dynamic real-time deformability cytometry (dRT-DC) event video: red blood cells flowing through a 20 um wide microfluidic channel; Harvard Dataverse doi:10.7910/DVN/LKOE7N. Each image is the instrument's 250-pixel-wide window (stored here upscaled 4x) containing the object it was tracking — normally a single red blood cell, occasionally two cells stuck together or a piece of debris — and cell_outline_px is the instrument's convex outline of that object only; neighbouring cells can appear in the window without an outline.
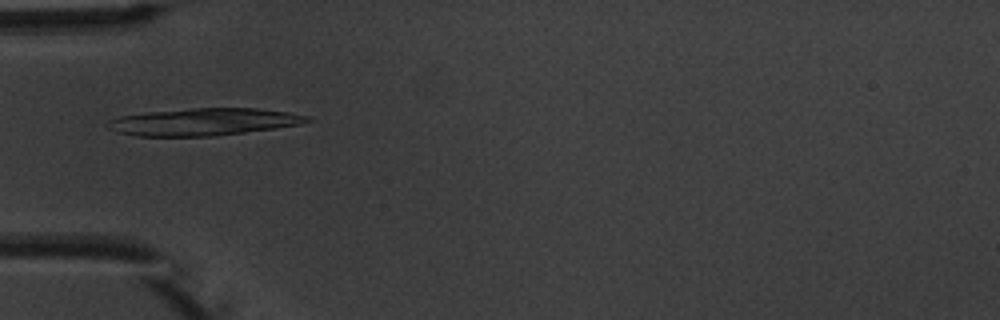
{"species": "common noctule bat (a hibernating species)", "species_latin": "Nyctalus noctula", "temperature_condition": "warm", "stored_images_in_passage": 8, "camera_frame_rate_fps": 3000, "um_per_image_px": 0.085, "animal": {"sex": "male", "body_mass_g": 20.1, "forearm_length_mm": 53.5}, "frame": {"image": 1, "passage_image": 5, "time_ms": 5.333, "image_size_px": [1000, 320], "cell_outline_px": [[312, 120], [300, 124], [276, 128], [212, 136], [136, 136], [116, 132], [108, 128], [104, 124], [108, 120], [120, 116], [148, 112], [192, 108], [256, 108], [288, 112], [308, 116]], "centroid_in_image_um": [17.26, 10.36], "position_along_channel_um": 67.7, "area_um2": 31.62}}
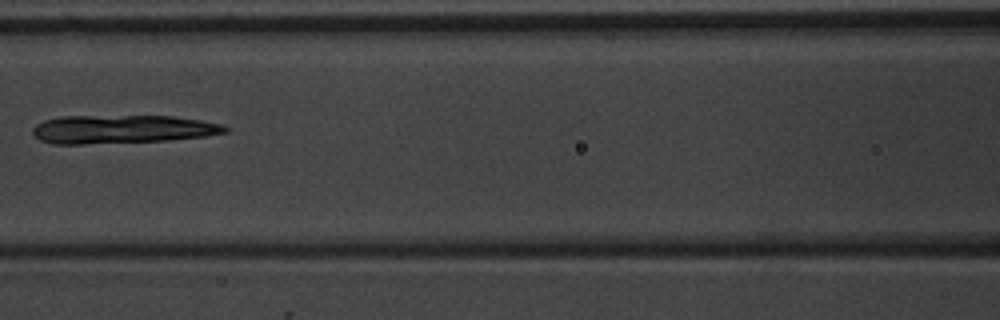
{"frame": {"image": 2, "passage_image": 7, "time_ms": 7.667, "image_size_px": [1000, 320], "cell_outline_px": [[228, 132], [204, 136], [168, 140], [84, 144], [52, 144], [40, 140], [32, 132], [32, 128], [36, 124], [44, 120], [60, 116], [172, 116], [200, 120], [224, 124], [228, 128]], "centroid_in_image_um": [10.37, 10.98], "position_along_channel_um": 156.2, "area_um2": 31.91}}